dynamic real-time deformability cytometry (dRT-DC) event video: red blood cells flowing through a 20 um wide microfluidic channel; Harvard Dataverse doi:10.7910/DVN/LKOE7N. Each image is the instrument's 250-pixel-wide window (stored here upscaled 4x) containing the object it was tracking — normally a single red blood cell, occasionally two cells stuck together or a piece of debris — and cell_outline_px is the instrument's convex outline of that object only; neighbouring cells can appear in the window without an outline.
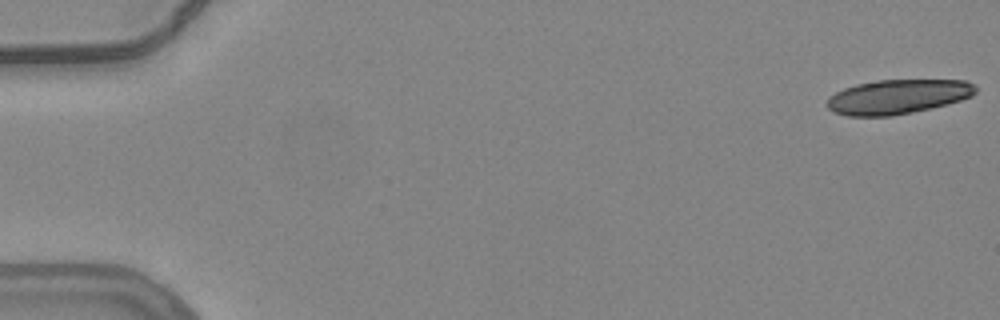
{"species": "common noctule bat (a hibernating species)", "species_latin": "Nyctalus noctula", "temperature_condition": "warm", "stored_images_in_passage": 17, "camera_frame_rate_fps": 3000, "um_per_image_px": 0.085, "animal": {"sex": "female", "body_mass_g": 24.6, "forearm_length_mm": 56.2}, "frame": {"image": 1, "passage_image": 1, "time_ms": 0.0, "image_size_px": [1000, 320], "cell_outline_px": [[976, 92], [972, 96], [960, 100], [912, 112], [892, 116], [848, 116], [832, 112], [828, 108], [828, 96], [844, 88], [856, 84], [876, 80], [964, 80], [976, 84]], "centroid_in_image_um": [76.29, 8.21], "position_along_channel_um": 8.7, "area_um2": 29.77}}